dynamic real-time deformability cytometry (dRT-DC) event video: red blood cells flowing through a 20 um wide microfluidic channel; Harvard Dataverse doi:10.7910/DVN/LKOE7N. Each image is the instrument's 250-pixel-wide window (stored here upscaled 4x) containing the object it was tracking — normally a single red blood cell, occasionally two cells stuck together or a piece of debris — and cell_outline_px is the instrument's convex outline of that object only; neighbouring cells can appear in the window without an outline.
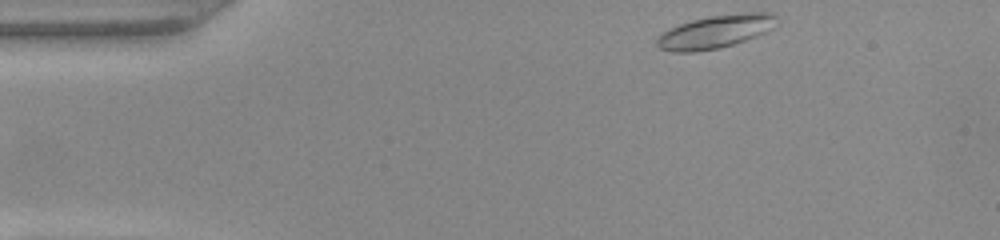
{"species": "common noctule bat (a hibernating species)", "species_latin": "Nyctalus noctula", "temperature_condition": "warm", "stored_images_in_passage": 9, "camera_frame_rate_fps": 3000, "um_per_image_px": 0.085, "animal": {"sex": "female", "body_mass_g": 22.0, "forearm_length_mm": 56.7}, "frame": {"image": 1, "passage_image": 1, "time_ms": 0.0, "image_size_px": [1000, 240], "cell_outline_px": [[780, 24], [756, 36], [720, 48], [696, 52], [672, 52], [660, 48], [656, 44], [656, 40], [664, 32], [680, 24], [692, 20], [708, 16], [744, 12], [772, 12], [776, 16]], "centroid_in_image_um": [60.87, 2.68], "position_along_channel_um": 24.1, "area_um2": 23.12}}